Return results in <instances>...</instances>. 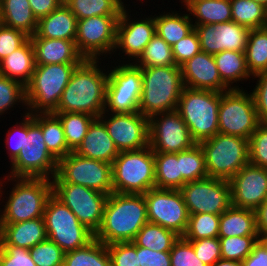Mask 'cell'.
Instances as JSON below:
<instances>
[{
	"label": "cell",
	"instance_id": "cell-1",
	"mask_svg": "<svg viewBox=\"0 0 267 266\" xmlns=\"http://www.w3.org/2000/svg\"><path fill=\"white\" fill-rule=\"evenodd\" d=\"M101 63L99 59H84L76 66L56 112L85 113L96 118L104 112L108 67L106 72Z\"/></svg>",
	"mask_w": 267,
	"mask_h": 266
},
{
	"label": "cell",
	"instance_id": "cell-2",
	"mask_svg": "<svg viewBox=\"0 0 267 266\" xmlns=\"http://www.w3.org/2000/svg\"><path fill=\"white\" fill-rule=\"evenodd\" d=\"M147 222V204L143 194L112 192L107 197L102 222L94 238L105 245L132 242Z\"/></svg>",
	"mask_w": 267,
	"mask_h": 266
},
{
	"label": "cell",
	"instance_id": "cell-3",
	"mask_svg": "<svg viewBox=\"0 0 267 266\" xmlns=\"http://www.w3.org/2000/svg\"><path fill=\"white\" fill-rule=\"evenodd\" d=\"M8 182H12L13 187L10 189L11 192L9 190L7 193L8 197L0 199V205L5 203L3 209L0 208V223L12 224L43 217L47 200L53 194L52 180L4 176L3 180L0 179V197L6 194L2 190Z\"/></svg>",
	"mask_w": 267,
	"mask_h": 266
},
{
	"label": "cell",
	"instance_id": "cell-4",
	"mask_svg": "<svg viewBox=\"0 0 267 266\" xmlns=\"http://www.w3.org/2000/svg\"><path fill=\"white\" fill-rule=\"evenodd\" d=\"M142 74V95L139 112L145 117L177 110L180 95L184 89L181 67H140Z\"/></svg>",
	"mask_w": 267,
	"mask_h": 266
},
{
	"label": "cell",
	"instance_id": "cell-5",
	"mask_svg": "<svg viewBox=\"0 0 267 266\" xmlns=\"http://www.w3.org/2000/svg\"><path fill=\"white\" fill-rule=\"evenodd\" d=\"M80 63L36 65L26 88L27 114H49L57 111L62 93L73 70Z\"/></svg>",
	"mask_w": 267,
	"mask_h": 266
},
{
	"label": "cell",
	"instance_id": "cell-6",
	"mask_svg": "<svg viewBox=\"0 0 267 266\" xmlns=\"http://www.w3.org/2000/svg\"><path fill=\"white\" fill-rule=\"evenodd\" d=\"M23 147L10 163V177L48 178L57 172L58 160L46 147L42 129L34 122V115L23 111Z\"/></svg>",
	"mask_w": 267,
	"mask_h": 266
},
{
	"label": "cell",
	"instance_id": "cell-7",
	"mask_svg": "<svg viewBox=\"0 0 267 266\" xmlns=\"http://www.w3.org/2000/svg\"><path fill=\"white\" fill-rule=\"evenodd\" d=\"M219 106L220 92L184 87L177 111L197 144L219 133Z\"/></svg>",
	"mask_w": 267,
	"mask_h": 266
},
{
	"label": "cell",
	"instance_id": "cell-8",
	"mask_svg": "<svg viewBox=\"0 0 267 266\" xmlns=\"http://www.w3.org/2000/svg\"><path fill=\"white\" fill-rule=\"evenodd\" d=\"M113 192L145 194L155 187V160L150 146L121 151L112 162Z\"/></svg>",
	"mask_w": 267,
	"mask_h": 266
},
{
	"label": "cell",
	"instance_id": "cell-9",
	"mask_svg": "<svg viewBox=\"0 0 267 266\" xmlns=\"http://www.w3.org/2000/svg\"><path fill=\"white\" fill-rule=\"evenodd\" d=\"M208 177L230 180L249 163V140L217 133L201 141Z\"/></svg>",
	"mask_w": 267,
	"mask_h": 266
},
{
	"label": "cell",
	"instance_id": "cell-10",
	"mask_svg": "<svg viewBox=\"0 0 267 266\" xmlns=\"http://www.w3.org/2000/svg\"><path fill=\"white\" fill-rule=\"evenodd\" d=\"M43 218L48 238L65 253L84 247L94 239V233L54 194L47 200Z\"/></svg>",
	"mask_w": 267,
	"mask_h": 266
},
{
	"label": "cell",
	"instance_id": "cell-11",
	"mask_svg": "<svg viewBox=\"0 0 267 266\" xmlns=\"http://www.w3.org/2000/svg\"><path fill=\"white\" fill-rule=\"evenodd\" d=\"M52 183H72L105 193L113 192L112 164L82 157L71 151L58 160Z\"/></svg>",
	"mask_w": 267,
	"mask_h": 266
},
{
	"label": "cell",
	"instance_id": "cell-12",
	"mask_svg": "<svg viewBox=\"0 0 267 266\" xmlns=\"http://www.w3.org/2000/svg\"><path fill=\"white\" fill-rule=\"evenodd\" d=\"M259 124L251 92L231 89L220 93L219 133L249 140Z\"/></svg>",
	"mask_w": 267,
	"mask_h": 266
},
{
	"label": "cell",
	"instance_id": "cell-13",
	"mask_svg": "<svg viewBox=\"0 0 267 266\" xmlns=\"http://www.w3.org/2000/svg\"><path fill=\"white\" fill-rule=\"evenodd\" d=\"M118 64V66L116 64ZM114 63L108 67L104 112L133 113L139 111L142 95L141 68L131 63ZM110 69V70H109Z\"/></svg>",
	"mask_w": 267,
	"mask_h": 266
},
{
	"label": "cell",
	"instance_id": "cell-14",
	"mask_svg": "<svg viewBox=\"0 0 267 266\" xmlns=\"http://www.w3.org/2000/svg\"><path fill=\"white\" fill-rule=\"evenodd\" d=\"M119 16H93L77 21L75 44L85 59L112 57L116 45ZM104 57L101 59L100 57Z\"/></svg>",
	"mask_w": 267,
	"mask_h": 266
},
{
	"label": "cell",
	"instance_id": "cell-15",
	"mask_svg": "<svg viewBox=\"0 0 267 266\" xmlns=\"http://www.w3.org/2000/svg\"><path fill=\"white\" fill-rule=\"evenodd\" d=\"M179 191L182 194L189 215H221L231 206L228 180L206 177L187 182Z\"/></svg>",
	"mask_w": 267,
	"mask_h": 266
},
{
	"label": "cell",
	"instance_id": "cell-16",
	"mask_svg": "<svg viewBox=\"0 0 267 266\" xmlns=\"http://www.w3.org/2000/svg\"><path fill=\"white\" fill-rule=\"evenodd\" d=\"M53 194L94 234L99 229L108 195L72 183H52Z\"/></svg>",
	"mask_w": 267,
	"mask_h": 266
},
{
	"label": "cell",
	"instance_id": "cell-17",
	"mask_svg": "<svg viewBox=\"0 0 267 266\" xmlns=\"http://www.w3.org/2000/svg\"><path fill=\"white\" fill-rule=\"evenodd\" d=\"M143 195L148 222L159 224L182 237L188 226L189 213L181 192L154 187Z\"/></svg>",
	"mask_w": 267,
	"mask_h": 266
},
{
	"label": "cell",
	"instance_id": "cell-18",
	"mask_svg": "<svg viewBox=\"0 0 267 266\" xmlns=\"http://www.w3.org/2000/svg\"><path fill=\"white\" fill-rule=\"evenodd\" d=\"M195 144L189 128L177 110L155 114L149 118V146L153 152L178 153Z\"/></svg>",
	"mask_w": 267,
	"mask_h": 266
},
{
	"label": "cell",
	"instance_id": "cell-19",
	"mask_svg": "<svg viewBox=\"0 0 267 266\" xmlns=\"http://www.w3.org/2000/svg\"><path fill=\"white\" fill-rule=\"evenodd\" d=\"M98 118L105 124L107 133L119 152L139 150L149 146V118L139 111L103 112Z\"/></svg>",
	"mask_w": 267,
	"mask_h": 266
},
{
	"label": "cell",
	"instance_id": "cell-20",
	"mask_svg": "<svg viewBox=\"0 0 267 266\" xmlns=\"http://www.w3.org/2000/svg\"><path fill=\"white\" fill-rule=\"evenodd\" d=\"M124 7L120 13L116 26V45L113 54L118 55L124 53L122 56H126L127 61H124V57L118 60L119 63H133L143 53L146 45L151 41L152 37L156 34L154 16H146L145 18H133L131 19L132 11ZM136 19V20H135ZM118 49V50H117ZM122 51V53L120 52Z\"/></svg>",
	"mask_w": 267,
	"mask_h": 266
},
{
	"label": "cell",
	"instance_id": "cell-21",
	"mask_svg": "<svg viewBox=\"0 0 267 266\" xmlns=\"http://www.w3.org/2000/svg\"><path fill=\"white\" fill-rule=\"evenodd\" d=\"M229 184L231 205L256 210L267 199V168L248 163Z\"/></svg>",
	"mask_w": 267,
	"mask_h": 266
},
{
	"label": "cell",
	"instance_id": "cell-22",
	"mask_svg": "<svg viewBox=\"0 0 267 266\" xmlns=\"http://www.w3.org/2000/svg\"><path fill=\"white\" fill-rule=\"evenodd\" d=\"M194 29L202 52L211 55L224 50L245 52L249 29L234 21L196 25Z\"/></svg>",
	"mask_w": 267,
	"mask_h": 266
},
{
	"label": "cell",
	"instance_id": "cell-23",
	"mask_svg": "<svg viewBox=\"0 0 267 266\" xmlns=\"http://www.w3.org/2000/svg\"><path fill=\"white\" fill-rule=\"evenodd\" d=\"M184 87L226 92L230 90L221 80L214 56L200 51L181 66Z\"/></svg>",
	"mask_w": 267,
	"mask_h": 266
},
{
	"label": "cell",
	"instance_id": "cell-24",
	"mask_svg": "<svg viewBox=\"0 0 267 266\" xmlns=\"http://www.w3.org/2000/svg\"><path fill=\"white\" fill-rule=\"evenodd\" d=\"M74 152L82 157L110 164L120 153L99 118L91 123L87 134Z\"/></svg>",
	"mask_w": 267,
	"mask_h": 266
},
{
	"label": "cell",
	"instance_id": "cell-25",
	"mask_svg": "<svg viewBox=\"0 0 267 266\" xmlns=\"http://www.w3.org/2000/svg\"><path fill=\"white\" fill-rule=\"evenodd\" d=\"M35 52V64L81 63L85 58L78 52L75 40L30 37Z\"/></svg>",
	"mask_w": 267,
	"mask_h": 266
},
{
	"label": "cell",
	"instance_id": "cell-26",
	"mask_svg": "<svg viewBox=\"0 0 267 266\" xmlns=\"http://www.w3.org/2000/svg\"><path fill=\"white\" fill-rule=\"evenodd\" d=\"M77 17L62 3L49 15L38 20L36 33L31 37L75 40Z\"/></svg>",
	"mask_w": 267,
	"mask_h": 266
},
{
	"label": "cell",
	"instance_id": "cell-27",
	"mask_svg": "<svg viewBox=\"0 0 267 266\" xmlns=\"http://www.w3.org/2000/svg\"><path fill=\"white\" fill-rule=\"evenodd\" d=\"M47 236L43 217L12 224H2V245L31 249Z\"/></svg>",
	"mask_w": 267,
	"mask_h": 266
},
{
	"label": "cell",
	"instance_id": "cell-28",
	"mask_svg": "<svg viewBox=\"0 0 267 266\" xmlns=\"http://www.w3.org/2000/svg\"><path fill=\"white\" fill-rule=\"evenodd\" d=\"M35 52L30 38L17 50L0 61V75L26 86L35 70Z\"/></svg>",
	"mask_w": 267,
	"mask_h": 266
},
{
	"label": "cell",
	"instance_id": "cell-29",
	"mask_svg": "<svg viewBox=\"0 0 267 266\" xmlns=\"http://www.w3.org/2000/svg\"><path fill=\"white\" fill-rule=\"evenodd\" d=\"M0 23L30 38L36 33L38 20L28 0H0Z\"/></svg>",
	"mask_w": 267,
	"mask_h": 266
},
{
	"label": "cell",
	"instance_id": "cell-30",
	"mask_svg": "<svg viewBox=\"0 0 267 266\" xmlns=\"http://www.w3.org/2000/svg\"><path fill=\"white\" fill-rule=\"evenodd\" d=\"M259 236L255 210L231 205L220 215L218 237Z\"/></svg>",
	"mask_w": 267,
	"mask_h": 266
},
{
	"label": "cell",
	"instance_id": "cell-31",
	"mask_svg": "<svg viewBox=\"0 0 267 266\" xmlns=\"http://www.w3.org/2000/svg\"><path fill=\"white\" fill-rule=\"evenodd\" d=\"M213 56L221 80L230 90L244 89L242 86L239 87V82L250 81L248 78H253L246 64L245 52L224 50Z\"/></svg>",
	"mask_w": 267,
	"mask_h": 266
},
{
	"label": "cell",
	"instance_id": "cell-32",
	"mask_svg": "<svg viewBox=\"0 0 267 266\" xmlns=\"http://www.w3.org/2000/svg\"><path fill=\"white\" fill-rule=\"evenodd\" d=\"M178 12L172 10L171 13L164 11L154 15L156 34L171 47L194 30L189 14Z\"/></svg>",
	"mask_w": 267,
	"mask_h": 266
},
{
	"label": "cell",
	"instance_id": "cell-33",
	"mask_svg": "<svg viewBox=\"0 0 267 266\" xmlns=\"http://www.w3.org/2000/svg\"><path fill=\"white\" fill-rule=\"evenodd\" d=\"M34 122L42 129L46 147L57 160L72 151L67 146L62 123L54 113L35 114Z\"/></svg>",
	"mask_w": 267,
	"mask_h": 266
},
{
	"label": "cell",
	"instance_id": "cell-34",
	"mask_svg": "<svg viewBox=\"0 0 267 266\" xmlns=\"http://www.w3.org/2000/svg\"><path fill=\"white\" fill-rule=\"evenodd\" d=\"M185 10L195 19L191 17L194 26L232 21L230 0H200Z\"/></svg>",
	"mask_w": 267,
	"mask_h": 266
},
{
	"label": "cell",
	"instance_id": "cell-35",
	"mask_svg": "<svg viewBox=\"0 0 267 266\" xmlns=\"http://www.w3.org/2000/svg\"><path fill=\"white\" fill-rule=\"evenodd\" d=\"M232 21L249 30L266 27L267 3L260 0H230Z\"/></svg>",
	"mask_w": 267,
	"mask_h": 266
},
{
	"label": "cell",
	"instance_id": "cell-36",
	"mask_svg": "<svg viewBox=\"0 0 267 266\" xmlns=\"http://www.w3.org/2000/svg\"><path fill=\"white\" fill-rule=\"evenodd\" d=\"M63 266H111L107 245L94 238L84 247L66 252Z\"/></svg>",
	"mask_w": 267,
	"mask_h": 266
},
{
	"label": "cell",
	"instance_id": "cell-37",
	"mask_svg": "<svg viewBox=\"0 0 267 266\" xmlns=\"http://www.w3.org/2000/svg\"><path fill=\"white\" fill-rule=\"evenodd\" d=\"M155 187L179 190L181 188V167L178 153L154 152Z\"/></svg>",
	"mask_w": 267,
	"mask_h": 266
},
{
	"label": "cell",
	"instance_id": "cell-38",
	"mask_svg": "<svg viewBox=\"0 0 267 266\" xmlns=\"http://www.w3.org/2000/svg\"><path fill=\"white\" fill-rule=\"evenodd\" d=\"M77 20L93 16H120L126 6L122 0H64Z\"/></svg>",
	"mask_w": 267,
	"mask_h": 266
},
{
	"label": "cell",
	"instance_id": "cell-39",
	"mask_svg": "<svg viewBox=\"0 0 267 266\" xmlns=\"http://www.w3.org/2000/svg\"><path fill=\"white\" fill-rule=\"evenodd\" d=\"M174 231L152 222H147L132 241L136 246L146 247L155 251H170L179 239Z\"/></svg>",
	"mask_w": 267,
	"mask_h": 266
},
{
	"label": "cell",
	"instance_id": "cell-40",
	"mask_svg": "<svg viewBox=\"0 0 267 266\" xmlns=\"http://www.w3.org/2000/svg\"><path fill=\"white\" fill-rule=\"evenodd\" d=\"M245 57L252 76L267 72V27L249 30Z\"/></svg>",
	"mask_w": 267,
	"mask_h": 266
},
{
	"label": "cell",
	"instance_id": "cell-41",
	"mask_svg": "<svg viewBox=\"0 0 267 266\" xmlns=\"http://www.w3.org/2000/svg\"><path fill=\"white\" fill-rule=\"evenodd\" d=\"M61 121L67 146L74 151L87 134L89 126L96 117L77 112H55Z\"/></svg>",
	"mask_w": 267,
	"mask_h": 266
},
{
	"label": "cell",
	"instance_id": "cell-42",
	"mask_svg": "<svg viewBox=\"0 0 267 266\" xmlns=\"http://www.w3.org/2000/svg\"><path fill=\"white\" fill-rule=\"evenodd\" d=\"M181 167V188L187 183L208 177L205 157L200 144L178 152Z\"/></svg>",
	"mask_w": 267,
	"mask_h": 266
},
{
	"label": "cell",
	"instance_id": "cell-43",
	"mask_svg": "<svg viewBox=\"0 0 267 266\" xmlns=\"http://www.w3.org/2000/svg\"><path fill=\"white\" fill-rule=\"evenodd\" d=\"M134 64L138 67L176 65L172 47L157 34L152 37Z\"/></svg>",
	"mask_w": 267,
	"mask_h": 266
},
{
	"label": "cell",
	"instance_id": "cell-44",
	"mask_svg": "<svg viewBox=\"0 0 267 266\" xmlns=\"http://www.w3.org/2000/svg\"><path fill=\"white\" fill-rule=\"evenodd\" d=\"M220 215L192 214L189 215L188 226L182 236L185 240H199L218 237Z\"/></svg>",
	"mask_w": 267,
	"mask_h": 266
},
{
	"label": "cell",
	"instance_id": "cell-45",
	"mask_svg": "<svg viewBox=\"0 0 267 266\" xmlns=\"http://www.w3.org/2000/svg\"><path fill=\"white\" fill-rule=\"evenodd\" d=\"M16 105L27 106L25 86L17 80L0 75V115L8 113L12 108L13 111Z\"/></svg>",
	"mask_w": 267,
	"mask_h": 266
},
{
	"label": "cell",
	"instance_id": "cell-46",
	"mask_svg": "<svg viewBox=\"0 0 267 266\" xmlns=\"http://www.w3.org/2000/svg\"><path fill=\"white\" fill-rule=\"evenodd\" d=\"M222 259L243 261L251 252L259 236L218 237Z\"/></svg>",
	"mask_w": 267,
	"mask_h": 266
},
{
	"label": "cell",
	"instance_id": "cell-47",
	"mask_svg": "<svg viewBox=\"0 0 267 266\" xmlns=\"http://www.w3.org/2000/svg\"><path fill=\"white\" fill-rule=\"evenodd\" d=\"M29 252L36 266H63L65 252L49 238L36 244Z\"/></svg>",
	"mask_w": 267,
	"mask_h": 266
},
{
	"label": "cell",
	"instance_id": "cell-48",
	"mask_svg": "<svg viewBox=\"0 0 267 266\" xmlns=\"http://www.w3.org/2000/svg\"><path fill=\"white\" fill-rule=\"evenodd\" d=\"M249 163L267 168V123H260L249 138Z\"/></svg>",
	"mask_w": 267,
	"mask_h": 266
},
{
	"label": "cell",
	"instance_id": "cell-49",
	"mask_svg": "<svg viewBox=\"0 0 267 266\" xmlns=\"http://www.w3.org/2000/svg\"><path fill=\"white\" fill-rule=\"evenodd\" d=\"M111 266H141L137 246L133 242H116L107 245Z\"/></svg>",
	"mask_w": 267,
	"mask_h": 266
},
{
	"label": "cell",
	"instance_id": "cell-50",
	"mask_svg": "<svg viewBox=\"0 0 267 266\" xmlns=\"http://www.w3.org/2000/svg\"><path fill=\"white\" fill-rule=\"evenodd\" d=\"M171 266H207L197 258L193 245L183 237L173 244L170 250Z\"/></svg>",
	"mask_w": 267,
	"mask_h": 266
},
{
	"label": "cell",
	"instance_id": "cell-51",
	"mask_svg": "<svg viewBox=\"0 0 267 266\" xmlns=\"http://www.w3.org/2000/svg\"><path fill=\"white\" fill-rule=\"evenodd\" d=\"M187 241L193 245L197 258L207 266H212L217 260L222 258L221 244L218 237Z\"/></svg>",
	"mask_w": 267,
	"mask_h": 266
},
{
	"label": "cell",
	"instance_id": "cell-52",
	"mask_svg": "<svg viewBox=\"0 0 267 266\" xmlns=\"http://www.w3.org/2000/svg\"><path fill=\"white\" fill-rule=\"evenodd\" d=\"M201 51L195 29L172 46L173 57L177 66H181Z\"/></svg>",
	"mask_w": 267,
	"mask_h": 266
},
{
	"label": "cell",
	"instance_id": "cell-53",
	"mask_svg": "<svg viewBox=\"0 0 267 266\" xmlns=\"http://www.w3.org/2000/svg\"><path fill=\"white\" fill-rule=\"evenodd\" d=\"M29 37L0 23V61L22 46Z\"/></svg>",
	"mask_w": 267,
	"mask_h": 266
},
{
	"label": "cell",
	"instance_id": "cell-54",
	"mask_svg": "<svg viewBox=\"0 0 267 266\" xmlns=\"http://www.w3.org/2000/svg\"><path fill=\"white\" fill-rule=\"evenodd\" d=\"M0 266H36L29 249L13 245H2Z\"/></svg>",
	"mask_w": 267,
	"mask_h": 266
},
{
	"label": "cell",
	"instance_id": "cell-55",
	"mask_svg": "<svg viewBox=\"0 0 267 266\" xmlns=\"http://www.w3.org/2000/svg\"><path fill=\"white\" fill-rule=\"evenodd\" d=\"M257 80L251 94L254 99L260 123H267V72H261L253 76ZM256 78V79H255Z\"/></svg>",
	"mask_w": 267,
	"mask_h": 266
},
{
	"label": "cell",
	"instance_id": "cell-56",
	"mask_svg": "<svg viewBox=\"0 0 267 266\" xmlns=\"http://www.w3.org/2000/svg\"><path fill=\"white\" fill-rule=\"evenodd\" d=\"M141 266H171L170 251L162 252L137 246Z\"/></svg>",
	"mask_w": 267,
	"mask_h": 266
},
{
	"label": "cell",
	"instance_id": "cell-57",
	"mask_svg": "<svg viewBox=\"0 0 267 266\" xmlns=\"http://www.w3.org/2000/svg\"><path fill=\"white\" fill-rule=\"evenodd\" d=\"M15 126L9 128L6 135V149L8 150V155L10 163L18 156L21 148L23 147V120L15 123Z\"/></svg>",
	"mask_w": 267,
	"mask_h": 266
},
{
	"label": "cell",
	"instance_id": "cell-58",
	"mask_svg": "<svg viewBox=\"0 0 267 266\" xmlns=\"http://www.w3.org/2000/svg\"><path fill=\"white\" fill-rule=\"evenodd\" d=\"M241 266H267V238L258 239Z\"/></svg>",
	"mask_w": 267,
	"mask_h": 266
},
{
	"label": "cell",
	"instance_id": "cell-59",
	"mask_svg": "<svg viewBox=\"0 0 267 266\" xmlns=\"http://www.w3.org/2000/svg\"><path fill=\"white\" fill-rule=\"evenodd\" d=\"M30 8L37 20L49 15L57 9L64 0H28Z\"/></svg>",
	"mask_w": 267,
	"mask_h": 266
},
{
	"label": "cell",
	"instance_id": "cell-60",
	"mask_svg": "<svg viewBox=\"0 0 267 266\" xmlns=\"http://www.w3.org/2000/svg\"><path fill=\"white\" fill-rule=\"evenodd\" d=\"M256 226L260 239L267 238V199L255 210Z\"/></svg>",
	"mask_w": 267,
	"mask_h": 266
},
{
	"label": "cell",
	"instance_id": "cell-61",
	"mask_svg": "<svg viewBox=\"0 0 267 266\" xmlns=\"http://www.w3.org/2000/svg\"><path fill=\"white\" fill-rule=\"evenodd\" d=\"M212 266H241V261H232L221 258L217 260Z\"/></svg>",
	"mask_w": 267,
	"mask_h": 266
},
{
	"label": "cell",
	"instance_id": "cell-62",
	"mask_svg": "<svg viewBox=\"0 0 267 266\" xmlns=\"http://www.w3.org/2000/svg\"><path fill=\"white\" fill-rule=\"evenodd\" d=\"M180 1H181V4L183 3V5L181 6H185V8L187 9L192 3H195L200 0H180Z\"/></svg>",
	"mask_w": 267,
	"mask_h": 266
},
{
	"label": "cell",
	"instance_id": "cell-63",
	"mask_svg": "<svg viewBox=\"0 0 267 266\" xmlns=\"http://www.w3.org/2000/svg\"><path fill=\"white\" fill-rule=\"evenodd\" d=\"M2 224L0 223V251H1V248H2Z\"/></svg>",
	"mask_w": 267,
	"mask_h": 266
}]
</instances>
